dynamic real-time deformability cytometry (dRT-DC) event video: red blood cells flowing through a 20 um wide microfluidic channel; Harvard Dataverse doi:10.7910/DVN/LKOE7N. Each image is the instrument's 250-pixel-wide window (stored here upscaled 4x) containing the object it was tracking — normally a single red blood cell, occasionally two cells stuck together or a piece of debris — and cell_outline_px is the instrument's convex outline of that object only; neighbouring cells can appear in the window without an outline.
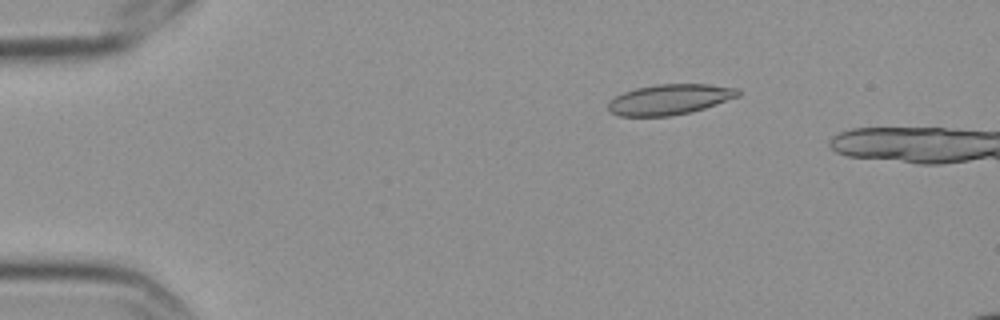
{"species": "Egyptian fruit bat (a non-hibernating species)", "species_latin": "Rousettus aegyptiacus", "temperature_condition": "cold", "stored_images_in_passage": 3, "camera_frame_rate_fps": 3000, "um_per_image_px": 0.085, "frame": {"image": 1, "passage_image": 1, "time_ms": 0.0, "image_size_px": [1000, 320], "cell_outline_px": [[740, 96], [704, 108], [688, 112], [668, 116], [620, 116], [612, 112], [608, 108], [608, 100], [624, 92], [636, 88], [656, 84], [708, 84], [740, 88]], "centroid_in_image_um": [56.94, 8.44], "position_along_channel_um": 28.1, "area_um2": 22.95}}